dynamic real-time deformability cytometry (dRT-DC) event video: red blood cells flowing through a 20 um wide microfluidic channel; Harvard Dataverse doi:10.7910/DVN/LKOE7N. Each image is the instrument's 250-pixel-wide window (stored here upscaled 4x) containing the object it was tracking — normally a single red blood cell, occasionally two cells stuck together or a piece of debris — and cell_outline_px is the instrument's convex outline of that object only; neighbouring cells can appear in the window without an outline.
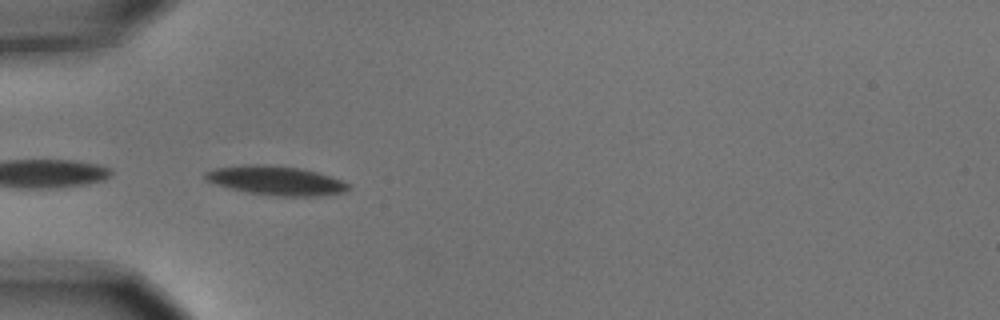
{"species": "common noctule bat (a hibernating species)", "species_latin": "Nyctalus noctula", "temperature_condition": "cold", "stored_images_in_passage": 6, "camera_frame_rate_fps": 3000, "um_per_image_px": 0.085, "animal": {"sex": "male", "body_mass_g": 15.6}, "frame": {"image": 1, "passage_image": 4, "time_ms": 1.0, "image_size_px": [1000, 320], "cell_outline_px": [[352, 188], [344, 192], [320, 196], [276, 196], [248, 192], [216, 184], [204, 180], [204, 172], [212, 168], [244, 164], [268, 164], [300, 168], [332, 176], [348, 184]], "centroid_in_image_um": [23.44, 15.33], "position_along_channel_um": 61.6, "area_um2": 24.45}}
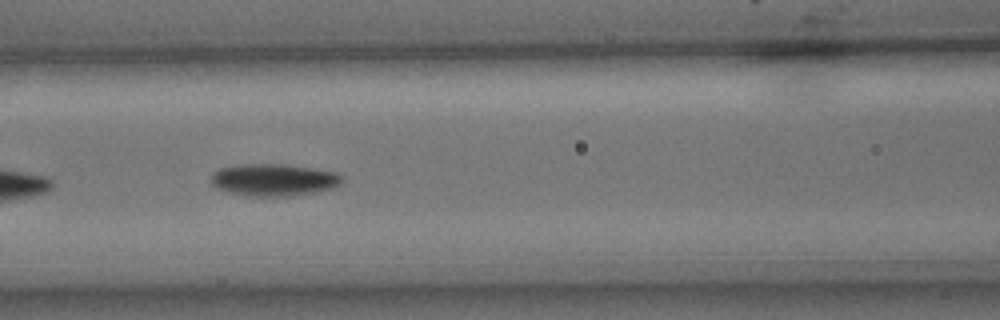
{"frame": {"image": 2, "passage_image": 6, "time_ms": 1.667, "image_size_px": [1000, 320], "cell_outline_px": [[344, 180], [340, 184], [332, 188], [320, 192], [288, 196], [248, 196], [228, 192], [216, 188], [212, 184], [212, 172], [220, 168], [236, 164], [280, 164], [312, 168], [340, 172], [344, 176]], "centroid_in_image_um": [23.31, 15.29], "position_along_channel_um": 143.3, "area_um2": 24.91}}